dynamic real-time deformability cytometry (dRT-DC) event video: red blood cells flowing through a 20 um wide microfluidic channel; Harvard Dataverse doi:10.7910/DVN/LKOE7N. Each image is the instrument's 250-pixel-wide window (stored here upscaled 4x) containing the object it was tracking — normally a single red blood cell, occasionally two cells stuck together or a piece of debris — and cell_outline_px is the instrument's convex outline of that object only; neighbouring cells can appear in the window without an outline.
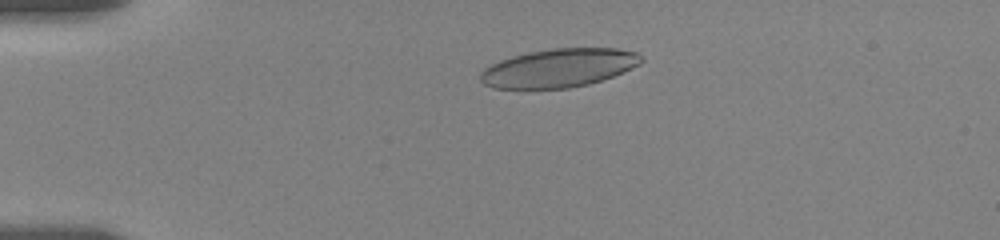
{"species": "human", "species_latin": "Homo sapiens", "temperature_condition": "room temperature", "stored_images_in_passage": 30, "camera_frame_rate_fps": 3000, "um_per_image_px": 0.085, "donor": {"sex": "female"}, "frame": {"image": 1, "passage_image": 8, "time_ms": 3.667, "image_size_px": [1000, 240], "cell_outline_px": [[644, 60], [640, 64], [612, 76], [588, 84], [568, 88], [492, 88], [484, 84], [480, 80], [480, 72], [484, 68], [500, 60], [528, 52], [552, 48], [616, 48], [636, 52]], "centroid_in_image_um": [47.48, 5.77], "position_along_channel_um": 37.5, "area_um2": 35.84}}
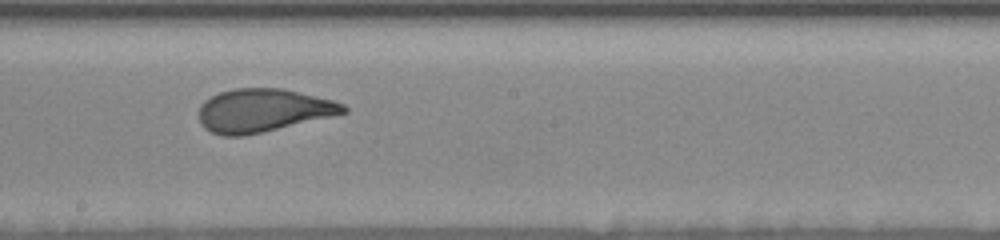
{"frame": {"image": 2, "passage_image": 14, "time_ms": 10.333, "image_size_px": [1000, 240], "cell_outline_px": [[348, 112], [264, 132], [244, 136], [224, 136], [212, 132], [204, 128], [200, 124], [200, 104], [204, 100], [220, 92], [236, 88], [284, 88], [332, 100], [344, 104], [348, 108]], "centroid_in_image_um": [22.35, 9.39], "position_along_channel_um": 225.8, "area_um2": 36.36}}
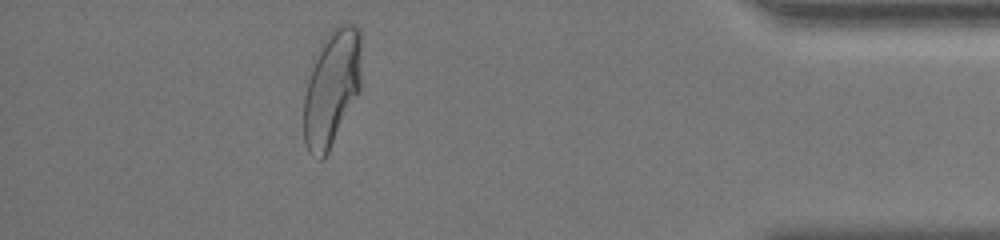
{"frame": {"image": 3, "passage_image": 25, "time_ms": 16.667, "image_size_px": [1000, 240], "cell_outline_px": [[360, 92], [324, 160], [320, 160], [308, 152], [304, 140], [304, 96], [312, 56], [328, 32], [332, 28], [340, 24], [352, 24], [360, 28]], "centroid_in_image_um": [28.17, 7.46], "position_along_channel_um": 407.0, "area_um2": 39.71}, "authors_computed_cell_mechanics": {"area_um2": 37.0209, "velocity_mm_per_s": 3.5067, "shape_relaxation_time_tau1_ms": 5.2148, "shape_relaxation_time_tau2_ms": null, "deformation_change_tau1": 0.1549, "deformation_change_tau2": null}}